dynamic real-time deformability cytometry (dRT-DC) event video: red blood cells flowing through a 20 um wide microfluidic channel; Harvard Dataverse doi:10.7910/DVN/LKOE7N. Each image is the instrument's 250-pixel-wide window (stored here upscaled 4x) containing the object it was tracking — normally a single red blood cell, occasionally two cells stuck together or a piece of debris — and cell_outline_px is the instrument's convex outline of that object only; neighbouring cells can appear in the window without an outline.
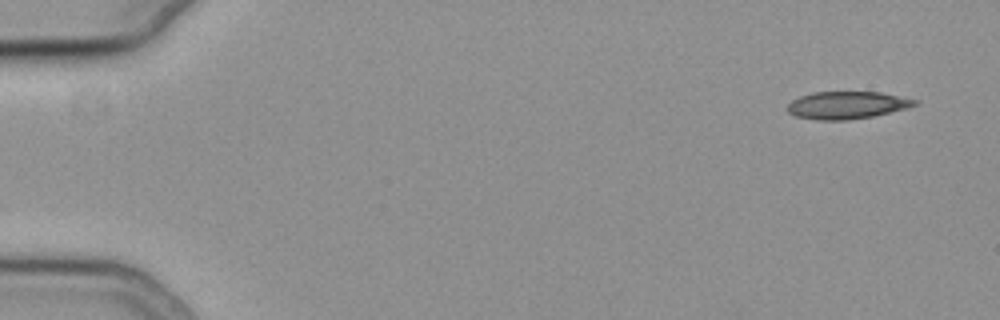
{"species": "common noctule bat (a hibernating species)", "species_latin": "Nyctalus noctula", "temperature_condition": "cold", "stored_images_in_passage": 53, "camera_frame_rate_fps": 3000, "um_per_image_px": 0.085, "animal": {"sex": "female", "body_mass_g": 19.3, "forearm_length_mm": 54.1}, "frame": {"image": 1, "passage_image": 1, "time_ms": 0.0, "image_size_px": [1000, 320], "cell_outline_px": [[920, 104], [908, 108], [872, 116], [848, 120], [816, 120], [796, 116], [788, 112], [788, 104], [792, 100], [800, 96], [812, 92], [880, 92], [920, 100]], "centroid_in_image_um": [72.03, 8.93], "position_along_channel_um": 13.0, "area_um2": 20.46}}
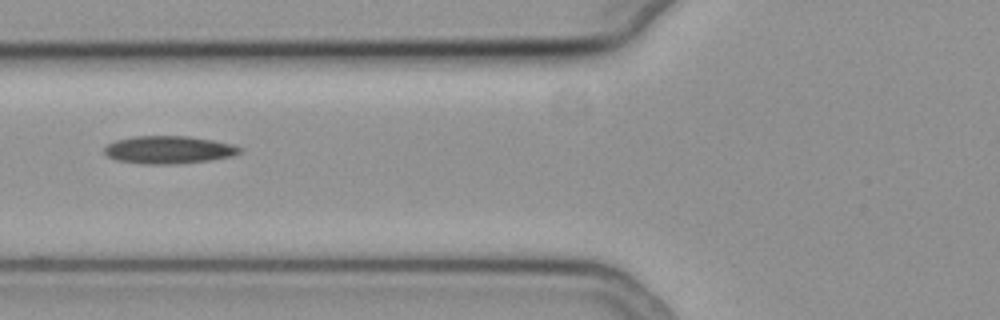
{"frame": {"image": 2, "passage_image": 20, "time_ms": 6.333, "image_size_px": [1000, 320], "cell_outline_px": [[244, 148], [240, 152], [232, 156], [208, 160], [176, 164], [144, 164], [116, 160], [108, 156], [104, 152], [104, 148], [108, 144], [116, 140], [132, 136], [188, 136], [212, 140], [232, 144]], "centroid_in_image_um": [14.33, 12.73], "position_along_channel_um": 111.5, "area_um2": 21.85}}
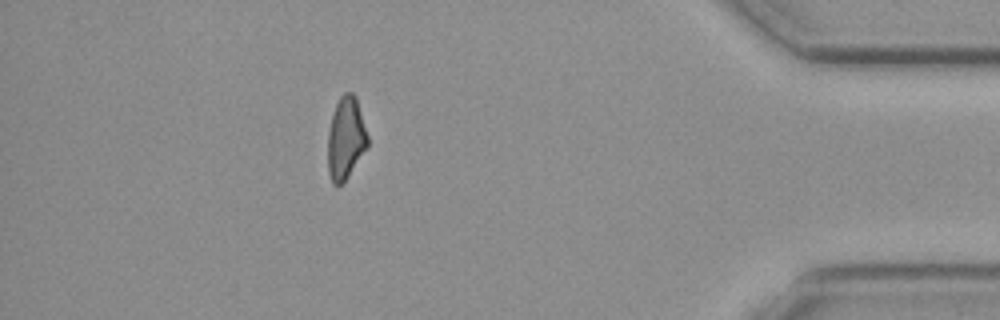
{"frame": {"image": 3, "passage_image": 47, "time_ms": 15.333, "image_size_px": [1000, 320], "cell_outline_px": [[368, 148], [348, 176], [340, 184], [332, 184], [328, 172], [328, 132], [332, 116], [336, 104], [340, 96], [344, 92], [352, 92], [356, 96], [368, 136]], "centroid_in_image_um": [29.4, 11.74], "position_along_channel_um": 405.8, "area_um2": 19.13}, "authors_computed_cell_mechanics": {"area_um2": 20.6924, "velocity_mm_per_s": 3.7831, "shape_relaxation_time_tau1_ms": 7.2534, "shape_relaxation_time_tau2_ms": null, "deformation_change_tau1": 0.1532, "deformation_change_tau2": null}}